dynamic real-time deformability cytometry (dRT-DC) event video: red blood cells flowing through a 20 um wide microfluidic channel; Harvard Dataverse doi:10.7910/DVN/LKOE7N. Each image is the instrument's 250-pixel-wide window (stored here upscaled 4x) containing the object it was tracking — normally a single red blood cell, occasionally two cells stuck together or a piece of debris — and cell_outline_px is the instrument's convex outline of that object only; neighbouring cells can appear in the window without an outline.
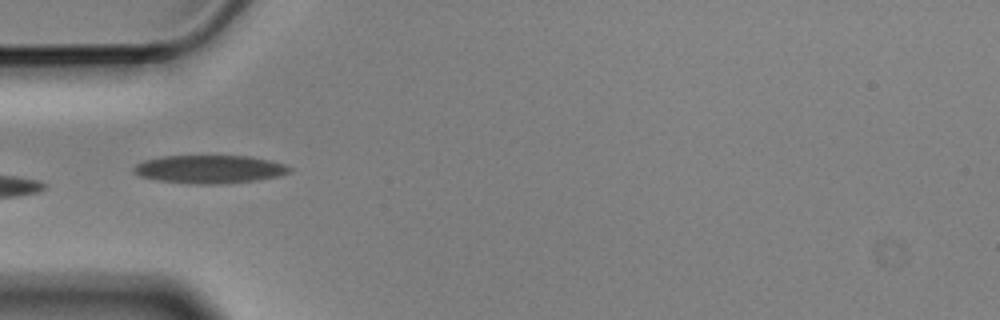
{"species": "Egyptian fruit bat (a non-hibernating species)", "species_latin": "Rousettus aegyptiacus", "temperature_condition": "cold", "stored_images_in_passage": 7, "camera_frame_rate_fps": 3000, "um_per_image_px": 0.085, "animal": {"sex": "male"}, "frame": {"image": 1, "passage_image": 6, "time_ms": 1.667, "image_size_px": [1000, 320], "cell_outline_px": [[292, 172], [280, 176], [256, 180], [220, 184], [196, 184], [156, 180], [140, 176], [132, 172], [132, 168], [136, 164], [144, 160], [160, 156], [248, 156], [268, 160], [284, 164], [292, 168]], "centroid_in_image_um": [17.79, 14.38], "position_along_channel_um": 67.2, "area_um2": 25.66}}
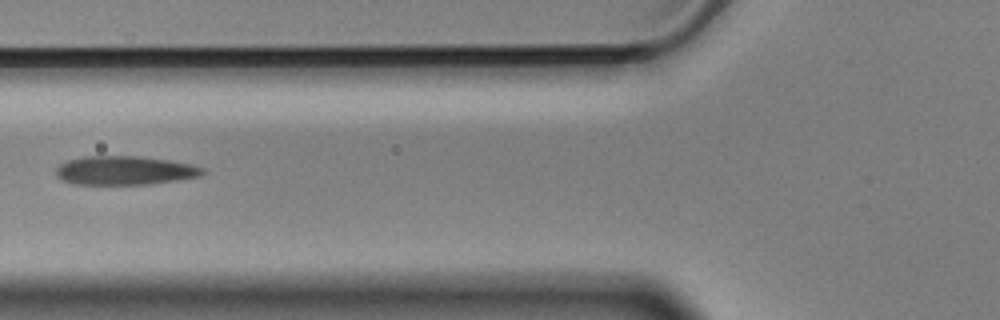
{"frame": {"image": 2, "passage_image": 7, "time_ms": 2.0, "image_size_px": [1000, 320], "cell_outline_px": [[204, 172], [200, 176], [148, 184], [72, 184], [56, 176], [56, 168], [60, 164], [68, 160], [84, 156], [140, 156], [168, 160], [188, 164], [204, 168]], "centroid_in_image_um": [10.55, 14.48], "position_along_channel_um": 115.2, "area_um2": 24.39}}